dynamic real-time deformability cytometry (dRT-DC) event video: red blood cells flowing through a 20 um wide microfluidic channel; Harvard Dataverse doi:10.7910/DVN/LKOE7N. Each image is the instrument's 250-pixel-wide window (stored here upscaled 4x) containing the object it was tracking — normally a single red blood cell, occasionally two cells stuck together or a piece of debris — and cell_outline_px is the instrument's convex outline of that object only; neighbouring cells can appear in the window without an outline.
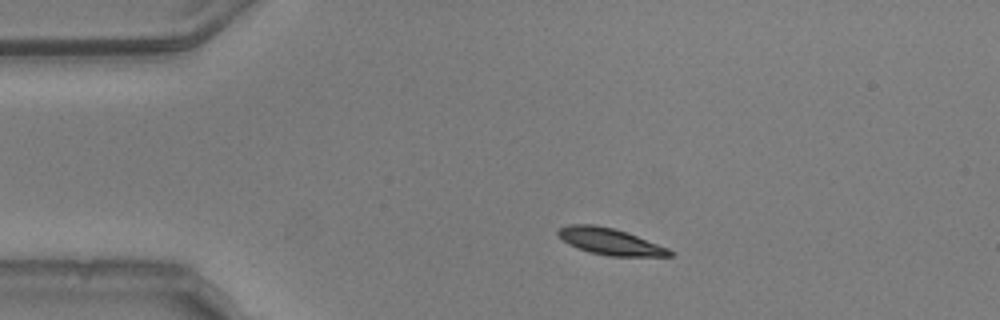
{"species": "common noctule bat (a hibernating species)", "species_latin": "Nyctalus noctula", "temperature_condition": "warm", "stored_images_in_passage": 44, "camera_frame_rate_fps": 3000, "um_per_image_px": 0.085, "animal": {"sex": "male", "body_mass_g": 20.5, "forearm_length_mm": 52.5}, "frame": {"image": 1, "passage_image": 1, "time_ms": 0.0, "image_size_px": [1000, 320], "cell_outline_px": [[676, 256], [608, 256], [588, 252], [568, 244], [556, 232], [560, 228], [568, 224], [596, 224], [612, 228], [636, 236], [668, 248], [676, 252]], "centroid_in_image_um": [51.87, 20.54], "position_along_channel_um": 33.1, "area_um2": 17.17}}
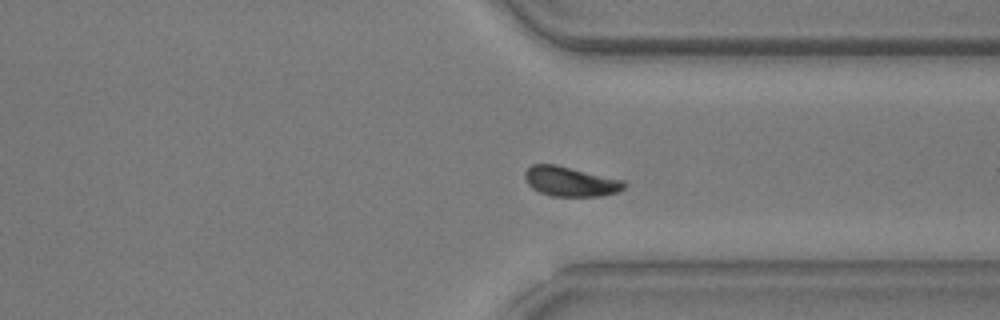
{"frame": {"image": 2, "passage_image": 31, "time_ms": 10.0, "image_size_px": [1000, 320], "cell_outline_px": [[628, 184], [620, 192], [600, 196], [552, 196], [540, 192], [532, 188], [528, 184], [524, 176], [524, 172], [532, 164], [556, 164], [624, 180]], "centroid_in_image_um": [48.51, 15.42], "position_along_channel_um": 362.9, "area_um2": 17.34}}
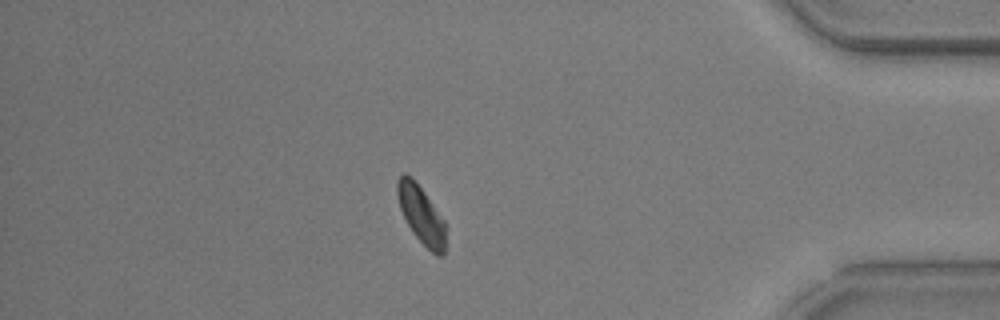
{"frame": {"image": 3, "passage_image": 37, "time_ms": 12.0, "image_size_px": [1000, 320], "cell_outline_px": [[448, 228], [444, 252], [440, 256], [436, 256], [412, 232], [400, 208], [396, 192], [396, 180], [404, 172], [424, 192], [444, 220]], "centroid_in_image_um": [35.83, 18.29], "position_along_channel_um": 399.4, "area_um2": 16.13}, "authors_computed_cell_mechanics": {"area_um2": 17.3111, "velocity_mm_per_s": 3.7225, "shape_relaxation_time_tau1_ms": 3.0836, "shape_relaxation_time_tau2_ms": 3.1349, "deformation_change_tau1": 0.1225, "deformation_change_tau2": 0.0622}}